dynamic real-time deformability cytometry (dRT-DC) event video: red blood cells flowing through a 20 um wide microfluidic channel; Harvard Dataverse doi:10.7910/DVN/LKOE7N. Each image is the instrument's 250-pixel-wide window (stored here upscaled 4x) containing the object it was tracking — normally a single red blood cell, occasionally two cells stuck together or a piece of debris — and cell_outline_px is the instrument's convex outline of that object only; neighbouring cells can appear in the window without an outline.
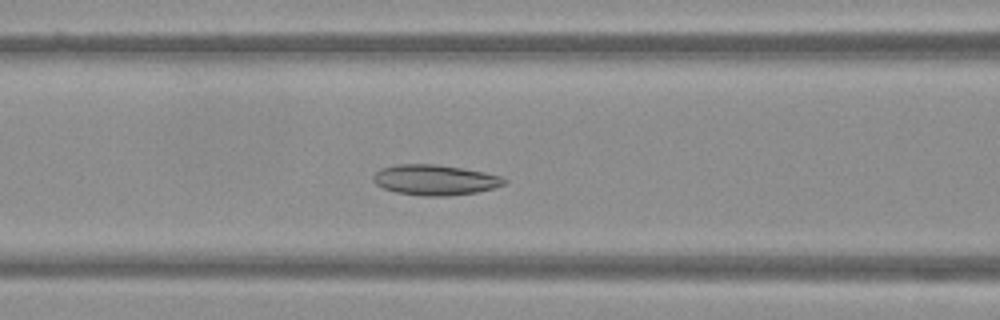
{"species": "Egyptian fruit bat (a non-hibernating species)", "species_latin": "Rousettus aegyptiacus", "temperature_condition": "warm", "stored_images_in_passage": 43, "camera_frame_rate_fps": 3000, "um_per_image_px": 0.085, "frame": {"image": 1, "passage_image": 14, "time_ms": 4.333, "image_size_px": [1000, 320], "cell_outline_px": [[508, 180], [504, 184], [492, 188], [476, 192], [448, 196], [424, 196], [396, 192], [384, 188], [376, 184], [372, 180], [372, 176], [380, 168], [396, 164], [436, 164], [484, 172], [500, 176]], "centroid_in_image_um": [36.94, 15.29], "position_along_channel_um": 129.7, "area_um2": 23.12}}
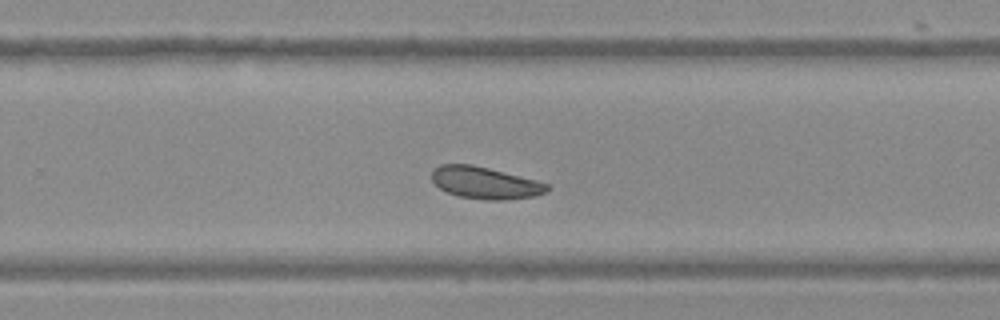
{"frame": {"image": 2, "passage_image": 26, "time_ms": 8.333, "image_size_px": [1000, 320], "cell_outline_px": [[552, 188], [544, 192], [532, 196], [504, 200], [488, 200], [460, 196], [448, 192], [440, 188], [432, 180], [432, 172], [440, 164], [472, 164], [536, 180], [548, 184]], "centroid_in_image_um": [41.23, 15.53], "position_along_channel_um": 288.6, "area_um2": 21.15}}
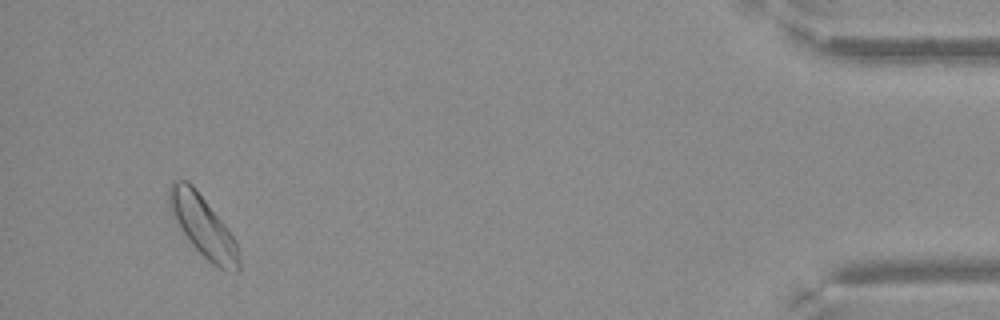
{"frame": {"image": 3, "passage_image": 41, "time_ms": 13.333, "image_size_px": [1000, 320], "cell_outline_px": [[240, 268], [236, 272], [220, 268], [212, 264], [192, 244], [176, 220], [168, 204], [168, 188], [172, 180], [188, 180], [196, 188], [228, 228], [236, 240], [240, 264]], "centroid_in_image_um": [17.26, 19.18], "position_along_channel_um": 417.9, "area_um2": 24.51}}